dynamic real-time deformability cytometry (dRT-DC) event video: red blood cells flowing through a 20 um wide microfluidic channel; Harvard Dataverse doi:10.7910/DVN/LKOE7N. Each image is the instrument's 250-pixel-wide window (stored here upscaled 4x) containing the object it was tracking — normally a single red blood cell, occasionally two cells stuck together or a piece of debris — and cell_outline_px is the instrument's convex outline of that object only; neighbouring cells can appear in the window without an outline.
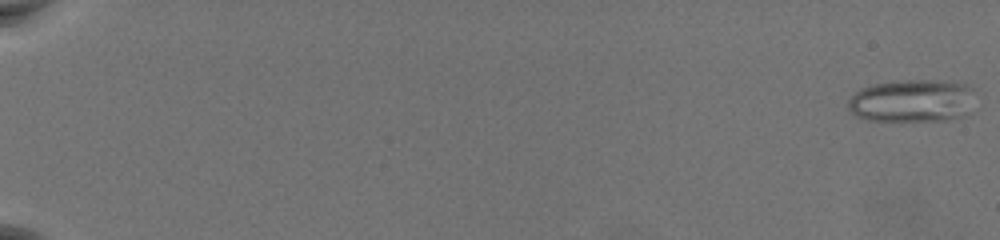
{"species": "common noctule bat (a hibernating species)", "species_latin": "Nyctalus noctula", "temperature_condition": "warm", "stored_images_in_passage": 60, "camera_frame_rate_fps": 3000, "um_per_image_px": 0.085, "animal": {"sex": "female", "body_mass_g": 19.5, "forearm_length_mm": 54.1}, "frame": {"image": 1, "passage_image": 1, "time_ms": 0.0, "image_size_px": [1000, 240], "cell_outline_px": [[972, 88], [964, 116], [948, 120], [900, 124], [868, 120], [856, 116], [848, 108], [848, 100], [860, 88], [872, 84], [900, 80], [936, 80], [964, 84]], "centroid_in_image_um": [77.41, 8.62], "position_along_channel_um": 7.6, "area_um2": 32.19}}
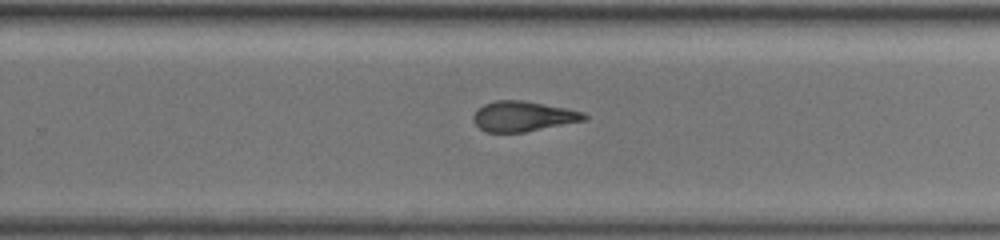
{"frame": {"image": 2, "passage_image": 42, "time_ms": 13.667, "image_size_px": [1000, 240], "cell_outline_px": [[588, 116], [584, 120], [524, 132], [484, 132], [472, 120], [472, 116], [484, 104], [496, 100], [524, 100], [584, 112]], "centroid_in_image_um": [44.43, 9.88], "position_along_channel_um": 285.4, "area_um2": 19.25}}
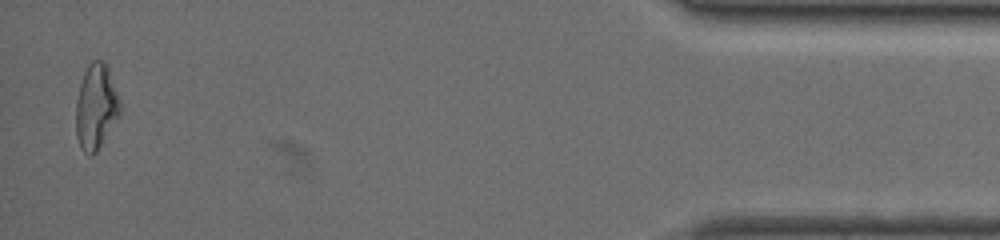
{"frame": {"image": 3, "passage_image": 59, "time_ms": 19.333, "image_size_px": [1000, 240], "cell_outline_px": [[120, 116], [96, 152], [92, 156], [88, 156], [80, 148], [76, 136], [76, 100], [80, 84], [84, 72], [88, 64], [92, 60], [104, 60], [108, 68], [120, 100]], "centroid_in_image_um": [8.16, 9.09], "position_along_channel_um": 427.0, "area_um2": 22.08}, "authors_computed_cell_mechanics": {"area_um2": 20.6635, "velocity_mm_per_s": 3.7217, "shape_relaxation_time_tau1_ms": 9.9963, "shape_relaxation_time_tau2_ms": 2.5054, "deformation_change_tau1": 0.2782, "deformation_change_tau2": 0.1213}}